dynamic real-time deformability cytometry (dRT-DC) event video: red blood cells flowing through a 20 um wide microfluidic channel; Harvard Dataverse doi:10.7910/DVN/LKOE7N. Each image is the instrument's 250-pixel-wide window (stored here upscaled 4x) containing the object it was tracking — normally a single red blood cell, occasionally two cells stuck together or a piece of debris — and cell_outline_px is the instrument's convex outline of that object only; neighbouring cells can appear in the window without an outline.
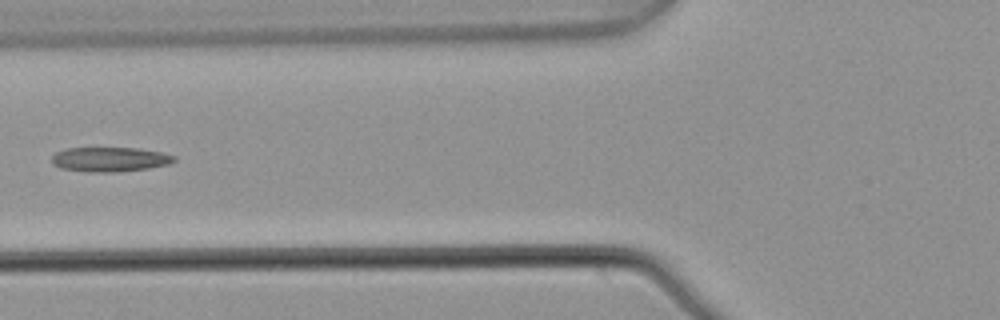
{"species": "common noctule bat (a hibernating species)", "species_latin": "Nyctalus noctula", "temperature_condition": "warm", "stored_images_in_passage": 6, "camera_frame_rate_fps": 3000, "um_per_image_px": 0.085, "animal": {"sex": "male", "body_mass_g": 21.5, "forearm_length_mm": 52.0}, "frame": {"image": 1, "passage_image": 6, "time_ms": 1.667, "image_size_px": [1000, 320], "cell_outline_px": [[176, 160], [168, 164], [148, 168], [116, 172], [92, 172], [60, 168], [52, 164], [52, 156], [56, 152], [64, 148], [92, 144], [136, 148], [160, 152], [176, 156]], "centroid_in_image_um": [9.25, 13.48], "position_along_channel_um": 116.5, "area_um2": 18.5}}